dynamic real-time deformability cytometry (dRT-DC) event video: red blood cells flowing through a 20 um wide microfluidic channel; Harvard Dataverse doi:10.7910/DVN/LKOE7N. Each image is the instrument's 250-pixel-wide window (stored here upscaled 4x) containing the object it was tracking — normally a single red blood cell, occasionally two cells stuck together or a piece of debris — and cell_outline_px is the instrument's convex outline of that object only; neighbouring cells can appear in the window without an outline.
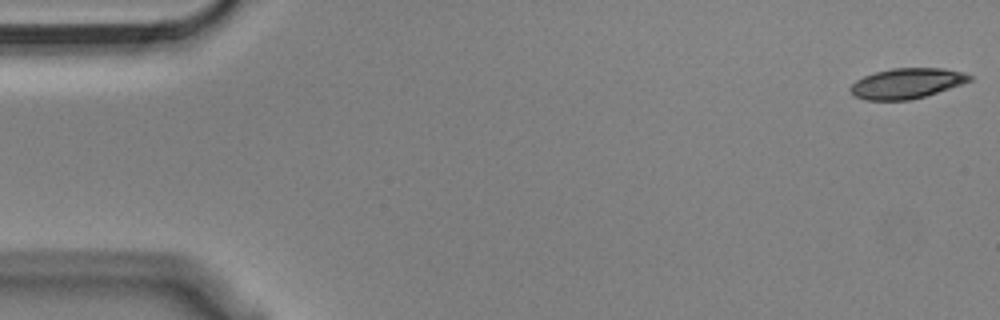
{"species": "Egyptian fruit bat (a non-hibernating species)", "species_latin": "Rousettus aegyptiacus", "temperature_condition": "cold", "stored_images_in_passage": 55, "camera_frame_rate_fps": 3000, "um_per_image_px": 0.085, "animal": {"sex": "male"}, "frame": {"image": 1, "passage_image": 1, "time_ms": 0.0, "image_size_px": [1000, 320], "cell_outline_px": [[972, 80], [924, 96], [908, 100], [864, 100], [856, 96], [848, 88], [856, 80], [864, 76], [876, 72], [892, 68], [944, 68], [964, 72], [972, 76]], "centroid_in_image_um": [77.05, 7.07], "position_along_channel_um": 7.9, "area_um2": 20.81}}
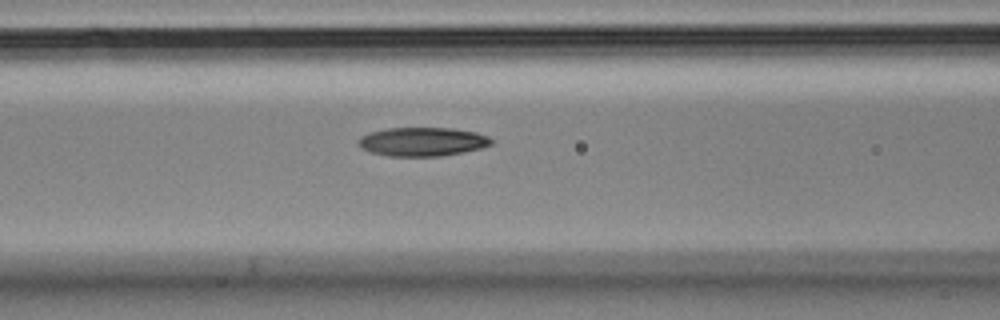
{"frame": {"image": 2, "passage_image": 22, "time_ms": 7.0, "image_size_px": [1000, 320], "cell_outline_px": [[492, 144], [480, 148], [464, 152], [440, 156], [388, 156], [368, 152], [360, 148], [356, 140], [360, 136], [368, 132], [384, 128], [452, 128], [476, 132], [488, 136], [492, 140]], "centroid_in_image_um": [35.84, 12.04], "position_along_channel_um": 130.8, "area_um2": 22.6}}
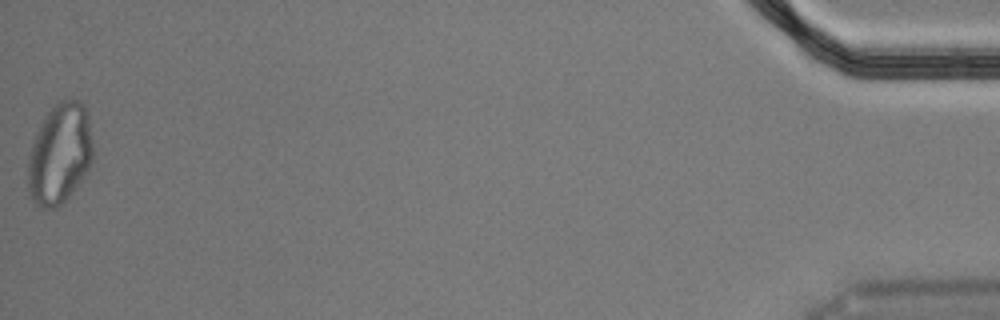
{"frame": {"image": 3, "passage_image": 55, "time_ms": 18.0, "image_size_px": [1000, 320], "cell_outline_px": [[92, 160], [84, 176], [72, 192], [56, 208], [44, 208], [36, 204], [28, 188], [28, 160], [32, 144], [48, 112], [60, 100], [80, 100], [84, 104], [88, 116], [92, 140]], "centroid_in_image_um": [5.09, 13.07], "position_along_channel_um": 430.1, "area_um2": 37.4}, "authors_computed_cell_mechanics": {"area_um2": 22.4264, "velocity_mm_per_s": 3.6087, "shape_relaxation_time_tau1_ms": 10.2043, "shape_relaxation_time_tau2_ms": 11.112, "deformation_change_tau1": 0.214, "deformation_change_tau2": 0.1679}}